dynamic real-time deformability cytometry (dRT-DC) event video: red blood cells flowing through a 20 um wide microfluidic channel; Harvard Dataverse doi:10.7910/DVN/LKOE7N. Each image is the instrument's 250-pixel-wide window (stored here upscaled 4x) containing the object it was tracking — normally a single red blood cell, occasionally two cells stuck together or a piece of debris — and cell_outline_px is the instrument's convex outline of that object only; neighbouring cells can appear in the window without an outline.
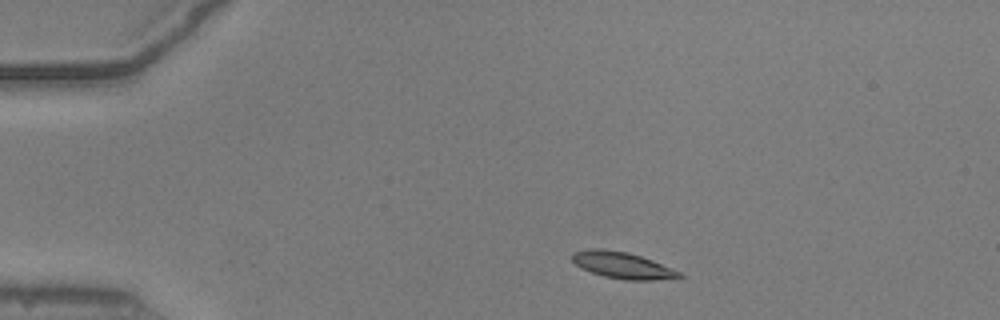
{"species": "common noctule bat (a hibernating species)", "species_latin": "Nyctalus noctula", "temperature_condition": "warm", "stored_images_in_passage": 43, "camera_frame_rate_fps": 3000, "um_per_image_px": 0.085, "animal": {"sex": "male", "body_mass_g": 20.5, "forearm_length_mm": 52.5}, "frame": {"image": 1, "passage_image": 1, "time_ms": 0.0, "image_size_px": [1000, 320], "cell_outline_px": [[684, 276], [676, 280], [624, 280], [604, 276], [580, 268], [572, 260], [572, 252], [588, 248], [604, 248], [628, 252], [652, 260], [680, 272]], "centroid_in_image_um": [52.93, 22.55], "position_along_channel_um": 32.1, "area_um2": 16.82}}
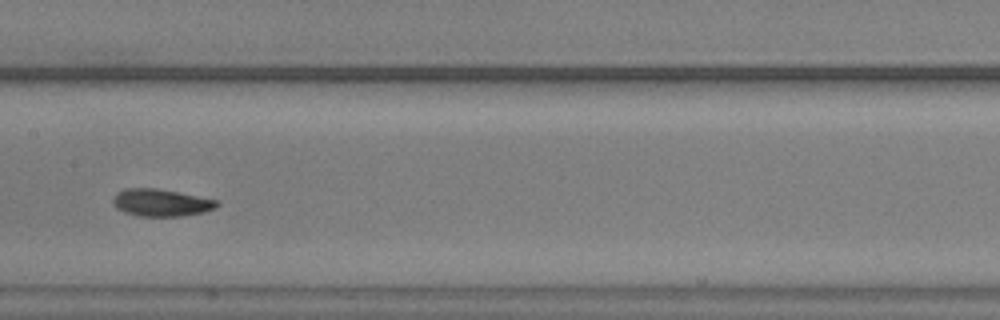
{"frame": {"image": 2, "passage_image": 18, "time_ms": 5.667, "image_size_px": [1000, 320], "cell_outline_px": [[220, 204], [216, 208], [204, 212], [180, 216], [140, 216], [124, 212], [116, 208], [112, 200], [116, 192], [124, 188], [156, 188], [216, 200]], "centroid_in_image_um": [13.66, 17.22], "position_along_channel_um": 193.7, "area_um2": 16.42}}
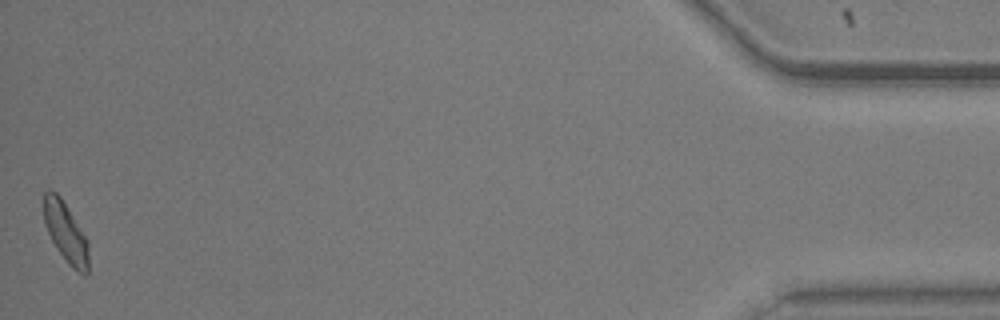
{"frame": {"image": 3, "passage_image": 43, "time_ms": 14.0, "image_size_px": [1000, 320], "cell_outline_px": [[88, 272], [84, 276], [76, 272], [68, 264], [52, 240], [48, 232], [44, 220], [44, 192], [48, 188], [52, 188], [60, 196], [88, 240]], "centroid_in_image_um": [5.59, 19.75], "position_along_channel_um": 429.6, "area_um2": 15.61}, "authors_computed_cell_mechanics": {"area_um2": 16.1262, "velocity_mm_per_s": 3.8968, "shape_relaxation_time_tau1_ms": 2.8643, "shape_relaxation_time_tau2_ms": 3.9681, "deformation_change_tau1": 0.1517, "deformation_change_tau2": 0.1062}}